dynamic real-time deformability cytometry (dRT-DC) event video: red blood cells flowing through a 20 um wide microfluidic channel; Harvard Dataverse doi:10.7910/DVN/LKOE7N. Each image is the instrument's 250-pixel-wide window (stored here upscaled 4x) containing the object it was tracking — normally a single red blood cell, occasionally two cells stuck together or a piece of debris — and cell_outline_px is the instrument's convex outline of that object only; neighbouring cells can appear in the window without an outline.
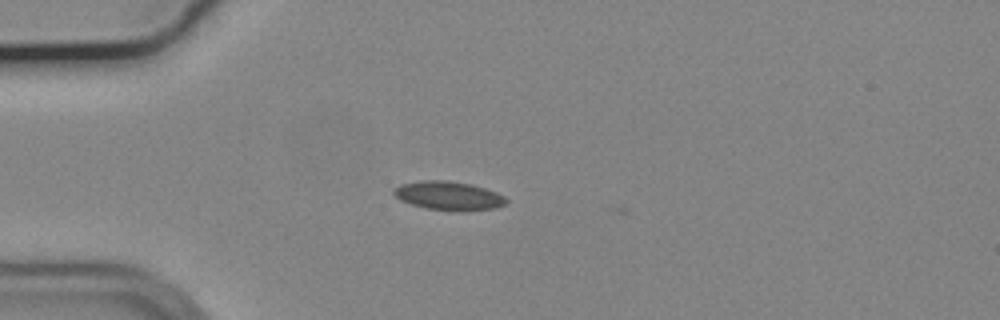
{"species": "common noctule bat (a hibernating species)", "species_latin": "Nyctalus noctula", "temperature_condition": "cold", "stored_images_in_passage": 3, "camera_frame_rate_fps": 3000, "um_per_image_px": 0.085, "animal": {"sex": "male", "body_mass_g": 19.2, "forearm_length_mm": 51.8}, "frame": {"image": 1, "passage_image": 2, "time_ms": 0.333, "image_size_px": [1000, 320], "cell_outline_px": [[508, 204], [496, 208], [428, 208], [412, 204], [400, 200], [392, 192], [392, 188], [400, 184], [420, 180], [444, 180], [472, 184], [496, 192], [504, 196], [508, 200]], "centroid_in_image_um": [38.09, 16.57], "position_along_channel_um": 46.9, "area_um2": 18.09}}